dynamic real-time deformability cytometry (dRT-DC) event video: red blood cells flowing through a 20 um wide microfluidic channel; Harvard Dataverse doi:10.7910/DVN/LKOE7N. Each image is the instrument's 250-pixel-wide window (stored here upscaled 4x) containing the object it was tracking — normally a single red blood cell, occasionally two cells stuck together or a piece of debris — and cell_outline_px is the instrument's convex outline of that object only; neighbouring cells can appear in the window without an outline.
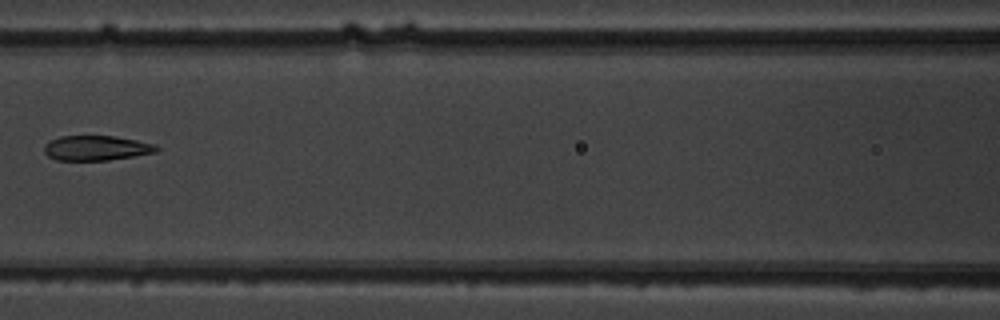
{"species": "common noctule bat (a hibernating species)", "species_latin": "Nyctalus noctula", "temperature_condition": "warm", "stored_images_in_passage": 9, "camera_frame_rate_fps": 3000, "um_per_image_px": 0.085, "animal": {"sex": "male", "body_mass_g": 19.5, "forearm_length_mm": 54.6}, "frame": {"image": 1, "passage_image": 6, "time_ms": 6.0, "image_size_px": [1000, 320], "cell_outline_px": [[160, 148], [156, 152], [108, 160], [56, 160], [48, 156], [44, 152], [44, 144], [48, 140], [60, 136], [116, 136], [156, 144]], "centroid_in_image_um": [8.16, 12.57], "position_along_channel_um": 158.4, "area_um2": 16.36}}
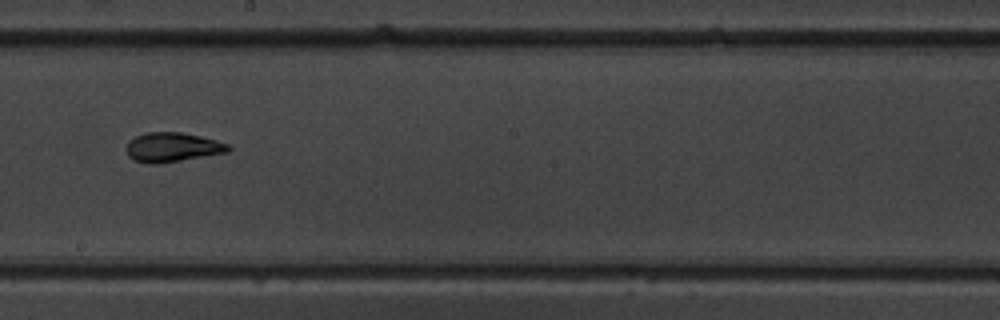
{"frame": {"image": 2, "passage_image": 8, "time_ms": 8.0, "image_size_px": [1000, 320], "cell_outline_px": [[232, 148], [228, 152], [156, 164], [148, 164], [132, 160], [128, 156], [124, 148], [128, 140], [136, 136], [148, 132], [180, 132], [200, 136], [216, 140], [228, 144]], "centroid_in_image_um": [14.59, 12.52], "position_along_channel_um": 233.6, "area_um2": 17.57}}
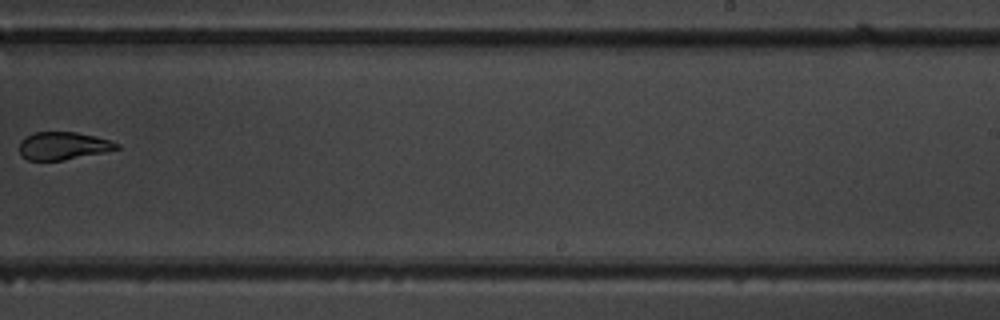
{"frame": {"image": 3, "passage_image": 9, "time_ms": 9.333, "image_size_px": [1000, 320], "cell_outline_px": [[120, 148], [104, 152], [64, 160], [28, 160], [20, 152], [20, 140], [24, 136], [36, 132], [76, 132], [96, 136], [112, 140], [120, 144]], "centroid_in_image_um": [5.4, 12.38], "position_along_channel_um": 283.6, "area_um2": 15.78}}